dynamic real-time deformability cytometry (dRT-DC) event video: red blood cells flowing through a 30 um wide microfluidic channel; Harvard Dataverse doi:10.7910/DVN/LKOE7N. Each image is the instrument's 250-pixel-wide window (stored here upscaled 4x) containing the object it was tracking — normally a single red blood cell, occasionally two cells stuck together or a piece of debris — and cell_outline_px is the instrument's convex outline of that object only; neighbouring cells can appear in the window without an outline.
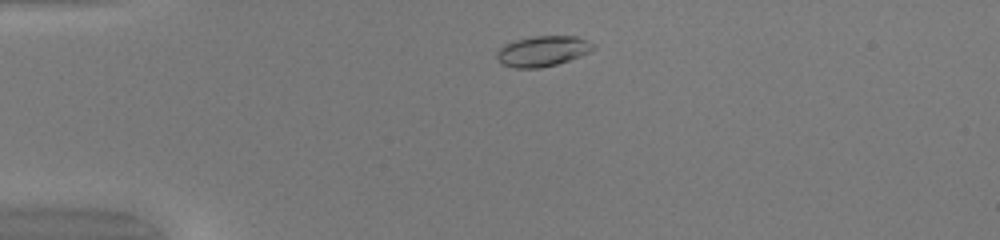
{"species": "common noctule bat (a hibernating species)", "species_latin": "Nyctalus noctula", "temperature_condition": "warm", "stored_images_in_passage": 39, "camera_frame_rate_fps": 3000, "um_per_image_px": 0.085, "animal": {"sex": "female", "body_mass_g": 20.0, "forearm_length_mm": 54.0}, "frame": {"image": 1, "passage_image": 1, "time_ms": 0.0, "image_size_px": [1000, 240], "cell_outline_px": [[596, 48], [580, 56], [556, 64], [540, 68], [512, 68], [500, 64], [496, 56], [496, 52], [504, 44], [512, 40], [532, 36], [576, 36], [588, 40]], "centroid_in_image_um": [46.07, 4.34], "position_along_channel_um": 38.9, "area_um2": 17.28}}
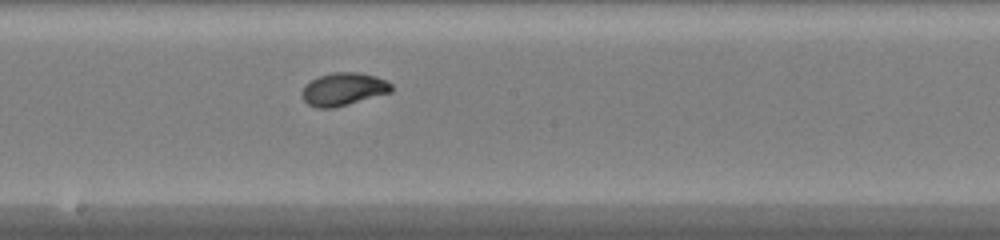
{"frame": {"image": 2, "passage_image": 17, "time_ms": 5.333, "image_size_px": [1000, 240], "cell_outline_px": [[392, 92], [348, 104], [332, 108], [316, 108], [308, 104], [300, 96], [300, 92], [304, 84], [320, 76], [332, 72], [360, 72], [376, 76], [392, 84]], "centroid_in_image_um": [29.16, 7.58], "position_along_channel_um": 219.0, "area_um2": 17.22}}
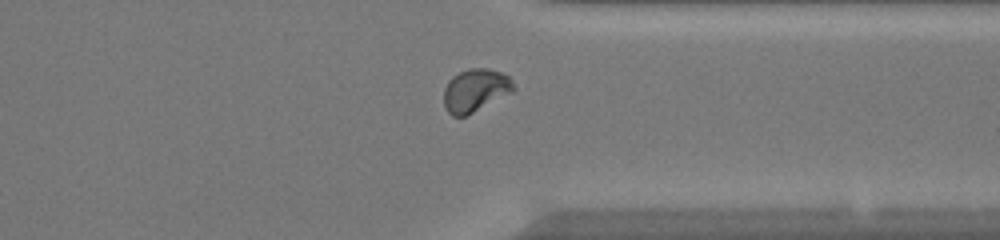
{"frame": {"image": 3, "passage_image": 28, "time_ms": 9.0, "image_size_px": [1000, 240], "cell_outline_px": [[516, 88], [512, 92], [464, 116], [452, 116], [448, 112], [444, 104], [444, 88], [448, 80], [452, 76], [468, 68], [488, 68], [500, 72], [508, 76], [512, 80]], "centroid_in_image_um": [40.39, 7.65], "position_along_channel_um": 371.0, "area_um2": 17.28}, "authors_computed_cell_mechanics": {"area_um2": 16.8198, "velocity_mm_per_s": 4.1663, "shape_relaxation_time_tau1_ms": 2.3058, "shape_relaxation_time_tau2_ms": 0.6177, "deformation_change_tau1": 0.1545, "deformation_change_tau2": 0.0361}}